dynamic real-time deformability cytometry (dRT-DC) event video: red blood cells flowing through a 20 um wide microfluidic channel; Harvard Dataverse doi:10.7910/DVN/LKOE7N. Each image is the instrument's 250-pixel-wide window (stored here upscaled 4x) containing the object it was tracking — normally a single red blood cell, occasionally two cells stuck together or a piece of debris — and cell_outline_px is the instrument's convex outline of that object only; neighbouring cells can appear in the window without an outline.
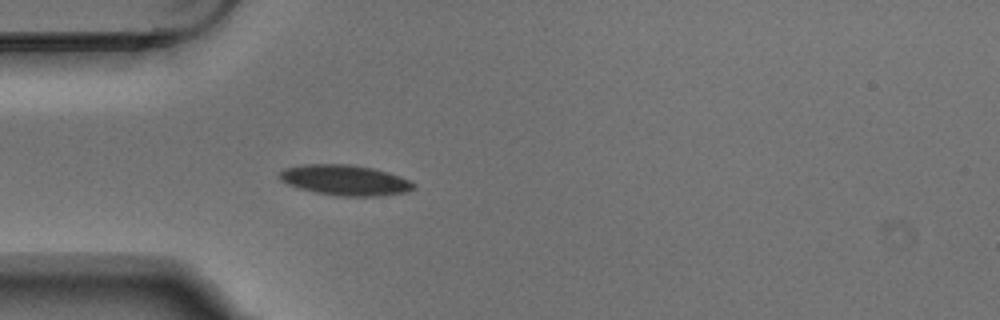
{"species": "Egyptian fruit bat (a non-hibernating species)", "species_latin": "Rousettus aegyptiacus", "temperature_condition": "warm", "stored_images_in_passage": 3, "camera_frame_rate_fps": 3000, "um_per_image_px": 0.085, "animal": {"sex": "male"}, "frame": {"image": 1, "passage_image": 3, "time_ms": 0.667, "image_size_px": [1000, 320], "cell_outline_px": [[416, 188], [408, 192], [380, 196], [344, 196], [316, 192], [300, 188], [288, 184], [280, 180], [280, 172], [284, 168], [304, 164], [352, 164], [372, 168], [388, 172], [412, 180], [416, 184]], "centroid_in_image_um": [29.4, 15.31], "position_along_channel_um": 55.6, "area_um2": 23.87}}